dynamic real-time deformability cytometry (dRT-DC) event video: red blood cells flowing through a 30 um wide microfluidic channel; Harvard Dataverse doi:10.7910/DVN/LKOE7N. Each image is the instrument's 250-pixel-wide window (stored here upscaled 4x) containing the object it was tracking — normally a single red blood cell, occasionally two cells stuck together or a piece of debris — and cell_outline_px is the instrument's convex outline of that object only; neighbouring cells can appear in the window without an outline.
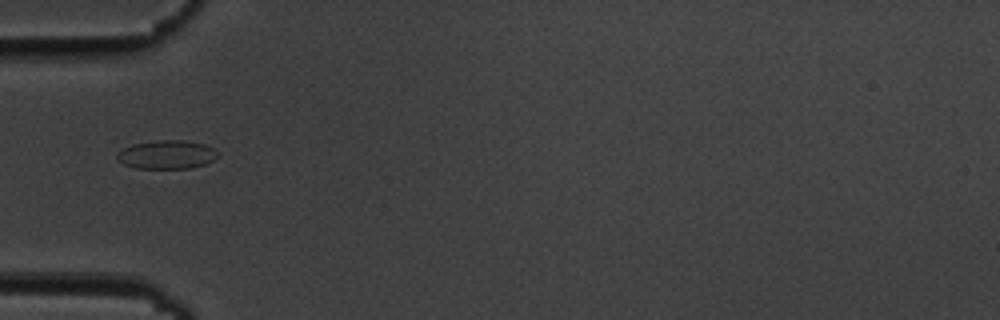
{"species": "common noctule bat (a hibernating species)", "species_latin": "Nyctalus noctula", "temperature_condition": "cold", "stored_images_in_passage": 38, "camera_frame_rate_fps": 3000, "um_per_image_px": 0.085, "animal": {"sex": "male", "body_mass_g": 19.5, "forearm_length_mm": 54.6}, "frame": {"image": 1, "passage_image": 1, "time_ms": 0.0, "image_size_px": [1000, 320], "cell_outline_px": [[220, 152], [212, 160], [204, 164], [192, 168], [136, 168], [124, 164], [116, 156], [116, 152], [132, 144], [160, 140], [184, 140], [204, 144]], "centroid_in_image_um": [14.17, 13.13], "position_along_channel_um": 70.8, "area_um2": 16.65}}
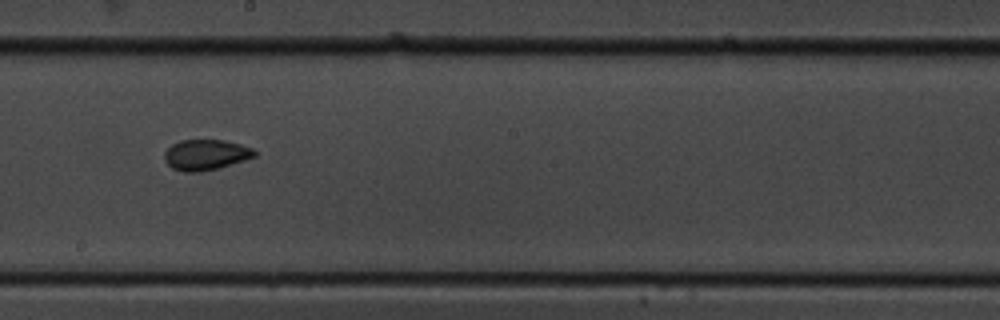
{"frame": {"image": 2, "passage_image": 14, "time_ms": 4.333, "image_size_px": [1000, 320], "cell_outline_px": [[256, 156], [220, 168], [200, 172], [184, 172], [172, 168], [164, 160], [164, 152], [172, 144], [180, 140], [224, 140], [240, 144], [252, 148], [256, 152]], "centroid_in_image_um": [17.47, 13.16], "position_along_channel_um": 230.7, "area_um2": 16.13}}
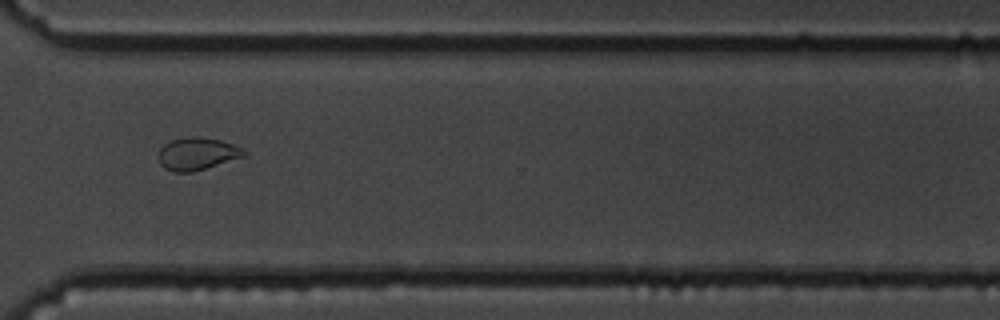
{"frame": {"image": 3, "passage_image": 24, "time_ms": 7.667, "image_size_px": [1000, 320], "cell_outline_px": [[248, 152], [244, 156], [192, 172], [176, 172], [164, 168], [160, 164], [160, 148], [164, 144], [172, 140], [188, 136], [200, 136], [220, 140], [244, 148]], "centroid_in_image_um": [16.77, 13.05], "position_along_channel_um": 353.8, "area_um2": 16.07}, "authors_computed_cell_mechanics": {"area_um2": 16.1262, "velocity_mm_per_s": 3.6911, "shape_relaxation_time_tau1_ms": 4.9713, "shape_relaxation_time_tau2_ms": 1.024, "deformation_change_tau1": 0.1173, "deformation_change_tau2": 0.0554}}